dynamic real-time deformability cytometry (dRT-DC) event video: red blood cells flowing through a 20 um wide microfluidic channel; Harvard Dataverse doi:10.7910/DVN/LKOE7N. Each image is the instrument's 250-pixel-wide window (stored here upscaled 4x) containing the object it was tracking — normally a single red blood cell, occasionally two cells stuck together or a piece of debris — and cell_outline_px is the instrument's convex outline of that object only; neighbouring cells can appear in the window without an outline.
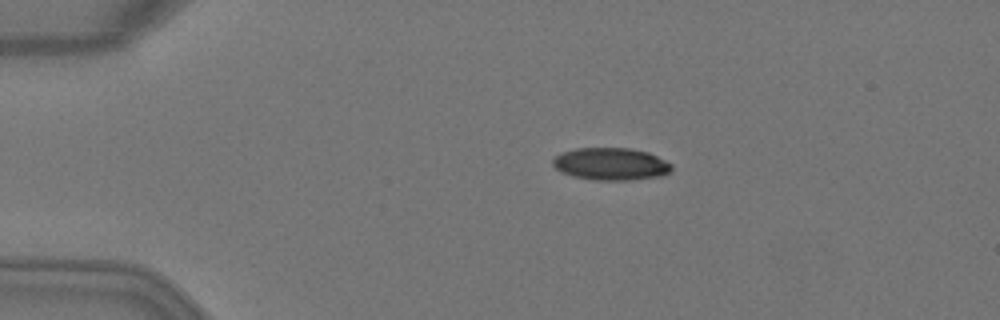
{"species": "Egyptian fruit bat (a non-hibernating species)", "species_latin": "Rousettus aegyptiacus", "temperature_condition": "warm", "stored_images_in_passage": 6, "camera_frame_rate_fps": 3000, "um_per_image_px": 0.085, "animal": {"sex": "female"}, "frame": {"image": 1, "passage_image": 3, "time_ms": 0.667, "image_size_px": [1000, 320], "cell_outline_px": [[672, 172], [664, 176], [632, 180], [596, 180], [572, 176], [560, 172], [552, 164], [552, 160], [556, 156], [564, 152], [576, 148], [628, 148], [648, 152], [672, 164]], "centroid_in_image_um": [51.95, 13.95], "position_along_channel_um": 33.0, "area_um2": 22.54}}
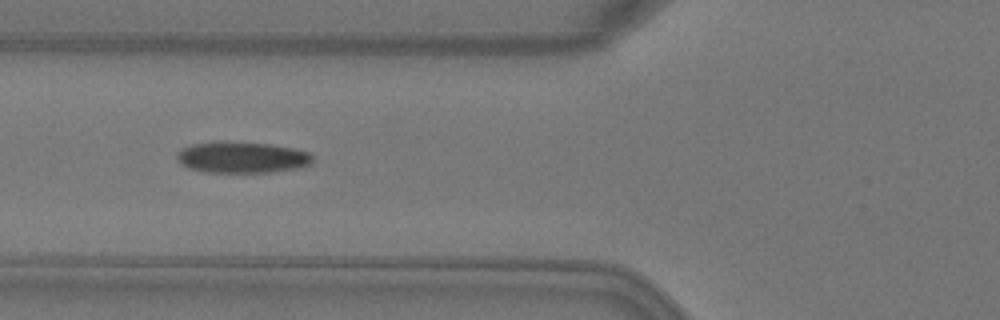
{"frame": {"image": 2, "passage_image": 5, "time_ms": 1.333, "image_size_px": [1000, 320], "cell_outline_px": [[312, 164], [296, 168], [268, 172], [204, 172], [188, 168], [180, 164], [176, 156], [184, 148], [192, 144], [224, 140], [228, 140], [272, 144], [296, 148], [308, 152], [312, 156]], "centroid_in_image_um": [20.57, 13.35], "position_along_channel_um": 105.2, "area_um2": 24.97}}